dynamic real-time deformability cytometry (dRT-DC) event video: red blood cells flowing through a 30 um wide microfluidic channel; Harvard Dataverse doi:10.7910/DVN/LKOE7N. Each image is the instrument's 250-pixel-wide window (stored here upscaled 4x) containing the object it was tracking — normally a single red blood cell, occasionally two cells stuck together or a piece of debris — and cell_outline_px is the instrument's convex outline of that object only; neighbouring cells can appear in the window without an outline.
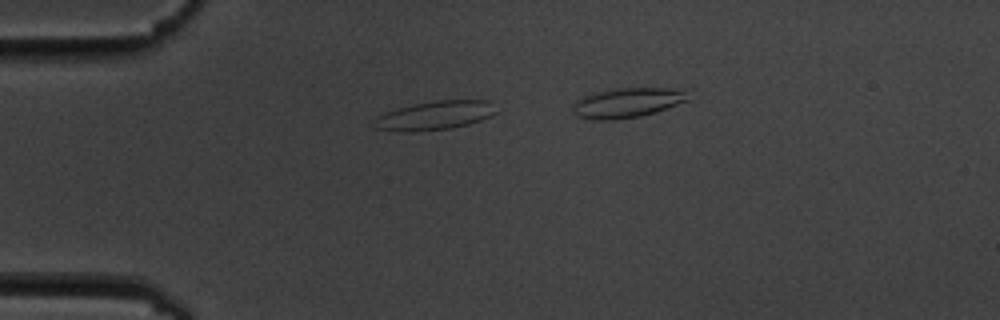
{"species": "common noctule bat (a hibernating species)", "species_latin": "Nyctalus noctula", "temperature_condition": "cold", "stored_images_in_passage": 7, "camera_frame_rate_fps": 3000, "um_per_image_px": 0.085, "animal": {"sex": "male", "body_mass_g": 19.5, "forearm_length_mm": 54.6}, "frame": {"image": 1, "passage_image": 4, "time_ms": 3.333, "image_size_px": [1000, 320], "cell_outline_px": [[496, 112], [492, 116], [468, 124], [452, 128], [412, 132], [400, 132], [372, 128], [376, 116], [412, 104], [436, 100], [492, 100]], "centroid_in_image_um": [36.96, 9.82], "position_along_channel_um": 48.0, "area_um2": 20.63}}